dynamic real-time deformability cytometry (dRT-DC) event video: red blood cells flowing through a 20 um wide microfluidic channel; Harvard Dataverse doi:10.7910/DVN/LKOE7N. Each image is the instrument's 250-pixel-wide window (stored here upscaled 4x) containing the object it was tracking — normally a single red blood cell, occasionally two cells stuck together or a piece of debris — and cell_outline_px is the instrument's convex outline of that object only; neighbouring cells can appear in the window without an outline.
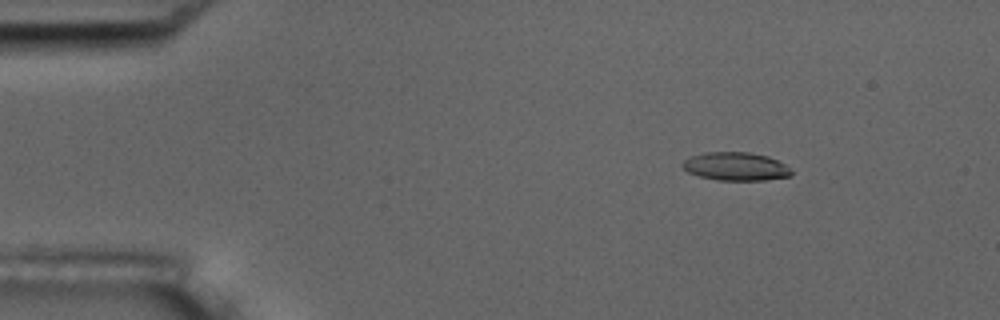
{"species": "common noctule bat (a hibernating species)", "species_latin": "Nyctalus noctula", "temperature_condition": "room temperature", "stored_images_in_passage": 14, "camera_frame_rate_fps": 3000, "um_per_image_px": 0.085, "animal": {"sex": "male", "body_mass_g": 17.5, "forearm_length_mm": 52.3}, "frame": {"image": 1, "passage_image": 3, "time_ms": 2.333, "image_size_px": [1000, 320], "cell_outline_px": [[792, 176], [764, 180], [716, 180], [700, 176], [688, 172], [680, 164], [684, 160], [692, 156], [704, 152], [748, 152], [768, 156], [784, 164], [792, 172]], "centroid_in_image_um": [62.52, 14.15], "position_along_channel_um": 22.5, "area_um2": 17.86}}
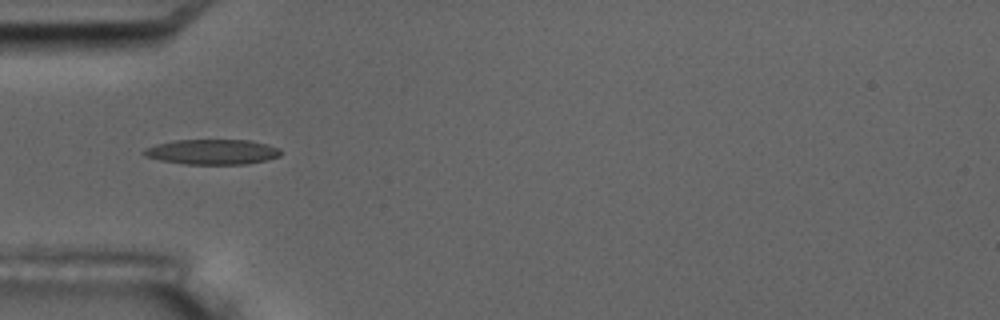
{"frame": {"image": 2, "passage_image": 5, "time_ms": 5.667, "image_size_px": [1000, 320], "cell_outline_px": [[280, 156], [268, 160], [248, 164], [184, 164], [160, 160], [144, 156], [140, 152], [144, 148], [156, 144], [176, 140], [248, 140], [268, 144], [280, 148]], "centroid_in_image_um": [18.03, 12.91], "position_along_channel_um": 67.0, "area_um2": 20.23}}
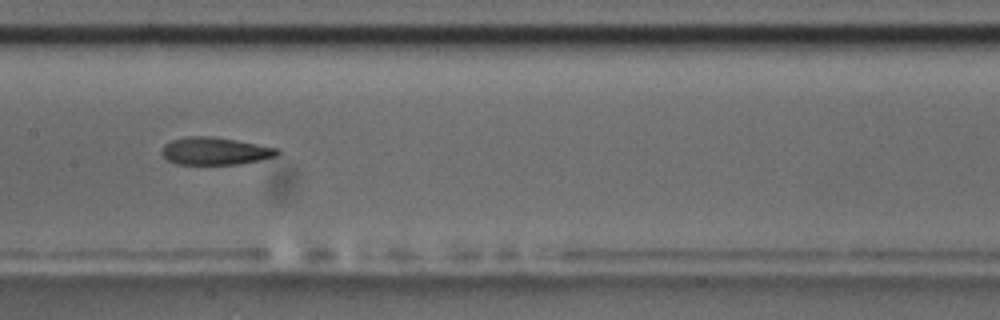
{"frame": {"image": 3, "passage_image": 8, "time_ms": 9.0, "image_size_px": [1000, 320], "cell_outline_px": [[280, 152], [276, 156], [260, 160], [240, 164], [176, 164], [168, 160], [160, 152], [160, 148], [164, 144], [172, 140], [184, 136], [212, 136], [236, 140], [280, 148]], "centroid_in_image_um": [18.27, 12.83], "position_along_channel_um": 189.1, "area_um2": 18.73}, "authors_computed_cell_mechanics": {"area_um2": 18.7272, "velocity_mm_per_s": 3.6778, "shape_relaxation_time_tau1_ms": null, "shape_relaxation_time_tau2_ms": 8.3024, "deformation_change_tau1": null, "deformation_change_tau2": 0.2191}}